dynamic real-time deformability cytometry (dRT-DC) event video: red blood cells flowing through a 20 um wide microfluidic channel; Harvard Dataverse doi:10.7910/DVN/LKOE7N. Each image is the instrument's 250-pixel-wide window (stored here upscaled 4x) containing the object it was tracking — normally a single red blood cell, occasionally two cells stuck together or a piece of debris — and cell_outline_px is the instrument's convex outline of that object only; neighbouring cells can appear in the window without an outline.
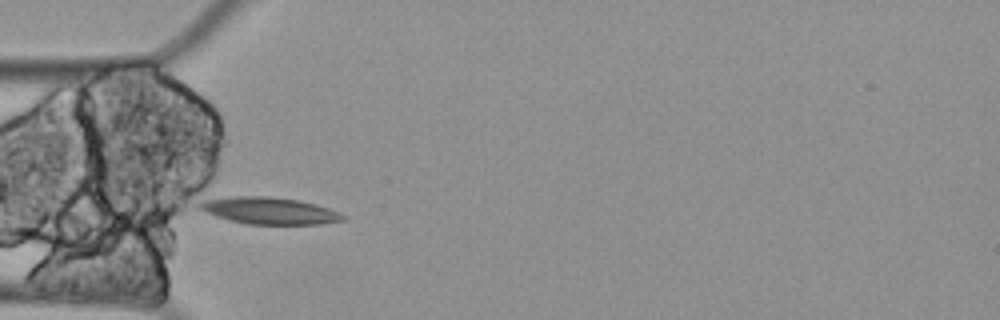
{"species": "Egyptian fruit bat (a non-hibernating species)", "species_latin": "Rousettus aegyptiacus", "temperature_condition": "cold", "stored_images_in_passage": 4, "camera_frame_rate_fps": 3000, "um_per_image_px": 0.085, "animal": {"sex": "female"}, "frame": {"image": 1, "passage_image": 2, "time_ms": 0.333, "image_size_px": [1000, 320], "cell_outline_px": [[344, 220], [320, 224], [244, 224], [228, 220], [204, 212], [196, 208], [196, 204], [204, 200], [232, 196], [268, 196], [296, 200], [328, 208], [344, 216]], "centroid_in_image_um": [22.78, 17.91], "position_along_channel_um": 62.2, "area_um2": 22.31}}